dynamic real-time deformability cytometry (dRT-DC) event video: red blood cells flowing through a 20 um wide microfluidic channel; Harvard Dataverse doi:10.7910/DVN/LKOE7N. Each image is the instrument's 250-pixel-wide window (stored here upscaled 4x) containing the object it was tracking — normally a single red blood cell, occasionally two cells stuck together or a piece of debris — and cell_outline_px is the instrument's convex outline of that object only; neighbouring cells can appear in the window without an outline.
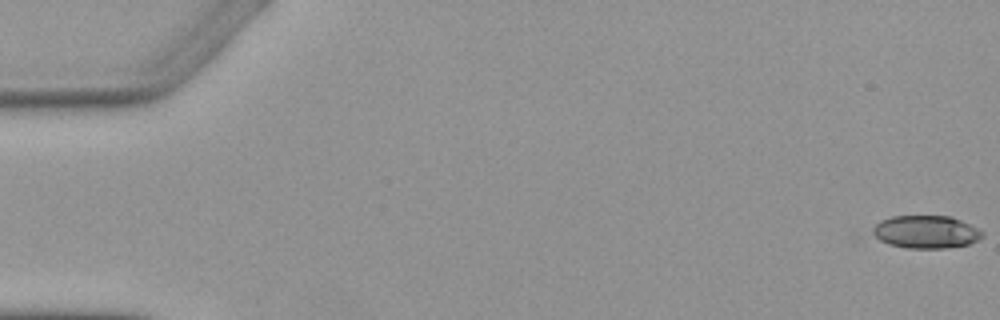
{"species": "Egyptian fruit bat (a non-hibernating species)", "species_latin": "Rousettus aegyptiacus", "temperature_condition": "warm", "stored_images_in_passage": 5, "camera_frame_rate_fps": 3000, "um_per_image_px": 0.085, "animal": {"sex": "female"}, "frame": {"image": 1, "passage_image": 1, "time_ms": 0.0, "image_size_px": [1000, 320], "cell_outline_px": [[984, 236], [968, 244], [944, 248], [908, 248], [888, 244], [872, 236], [872, 228], [880, 220], [892, 216], [952, 216], [984, 232]], "centroid_in_image_um": [78.66, 19.71], "position_along_channel_um": 6.3, "area_um2": 20.92}}
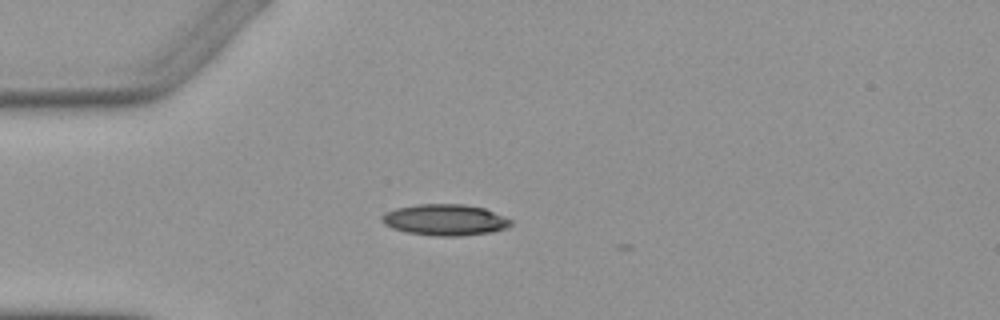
{"frame": {"image": 2, "passage_image": 5, "time_ms": 4.667, "image_size_px": [1000, 320], "cell_outline_px": [[512, 224], [508, 228], [492, 232], [460, 236], [440, 236], [408, 232], [392, 228], [384, 224], [380, 220], [380, 216], [384, 212], [396, 208], [416, 204], [464, 204], [484, 208], [504, 216], [512, 220]], "centroid_in_image_um": [37.82, 18.68], "position_along_channel_um": 47.2, "area_um2": 23.58}}